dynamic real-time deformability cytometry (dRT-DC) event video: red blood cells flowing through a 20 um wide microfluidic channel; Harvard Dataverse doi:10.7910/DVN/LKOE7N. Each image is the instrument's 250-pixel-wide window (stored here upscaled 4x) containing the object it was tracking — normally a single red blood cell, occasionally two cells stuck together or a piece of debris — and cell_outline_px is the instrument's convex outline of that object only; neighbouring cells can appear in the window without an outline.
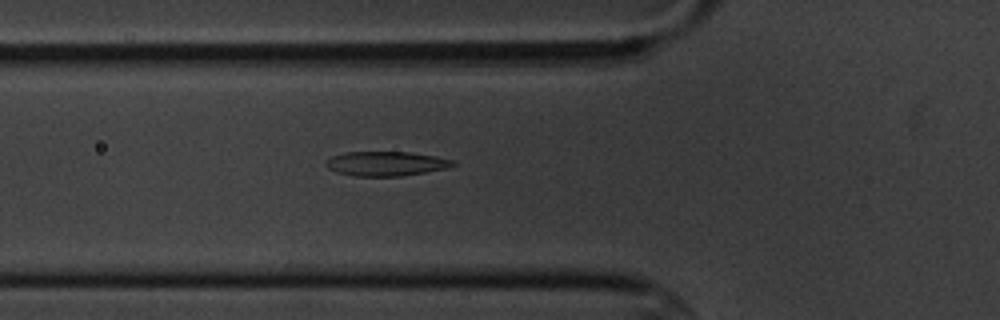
{"species": "common noctule bat (a hibernating species)", "species_latin": "Nyctalus noctula", "temperature_condition": "cold", "stored_images_in_passage": 5, "camera_frame_rate_fps": 3000, "um_per_image_px": 0.085, "animal": {"sex": "male", "body_mass_g": 20.1, "forearm_length_mm": 53.5}, "frame": {"image": 1, "passage_image": 5, "time_ms": 5.333, "image_size_px": [1000, 320], "cell_outline_px": [[456, 164], [448, 168], [400, 176], [356, 176], [336, 172], [328, 168], [324, 164], [332, 156], [344, 152], [408, 152], [436, 156], [456, 160]], "centroid_in_image_um": [32.83, 13.9], "position_along_channel_um": 93.0, "area_um2": 18.09}}